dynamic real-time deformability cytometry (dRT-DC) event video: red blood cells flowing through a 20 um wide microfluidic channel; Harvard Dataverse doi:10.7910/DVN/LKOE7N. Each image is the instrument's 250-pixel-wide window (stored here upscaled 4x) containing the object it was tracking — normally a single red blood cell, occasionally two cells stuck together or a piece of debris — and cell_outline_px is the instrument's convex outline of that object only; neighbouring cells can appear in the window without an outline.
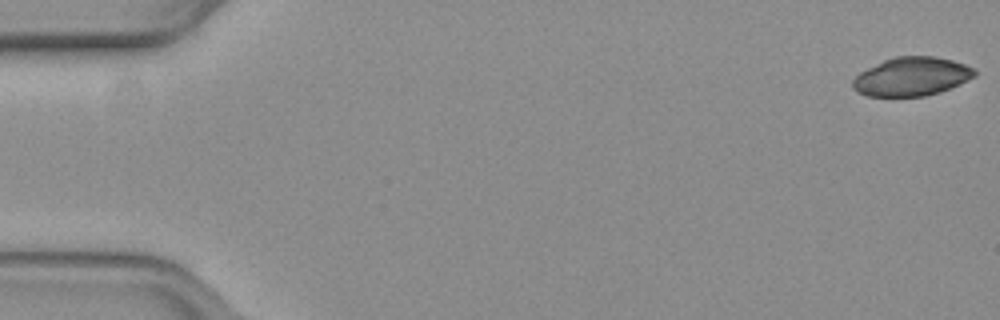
{"species": "common noctule bat (a hibernating species)", "species_latin": "Nyctalus noctula", "temperature_condition": "warm", "stored_images_in_passage": 54, "camera_frame_rate_fps": 3000, "um_per_image_px": 0.085, "animal": {"sex": "female", "body_mass_g": 19.3, "forearm_length_mm": 54.1}, "frame": {"image": 1, "passage_image": 1, "time_ms": 0.0, "image_size_px": [1000, 320], "cell_outline_px": [[976, 76], [940, 92], [924, 96], [868, 96], [852, 88], [852, 80], [860, 72], [884, 60], [896, 56], [932, 56], [952, 60], [976, 68]], "centroid_in_image_um": [77.5, 6.5], "position_along_channel_um": 7.5, "area_um2": 27.28}}